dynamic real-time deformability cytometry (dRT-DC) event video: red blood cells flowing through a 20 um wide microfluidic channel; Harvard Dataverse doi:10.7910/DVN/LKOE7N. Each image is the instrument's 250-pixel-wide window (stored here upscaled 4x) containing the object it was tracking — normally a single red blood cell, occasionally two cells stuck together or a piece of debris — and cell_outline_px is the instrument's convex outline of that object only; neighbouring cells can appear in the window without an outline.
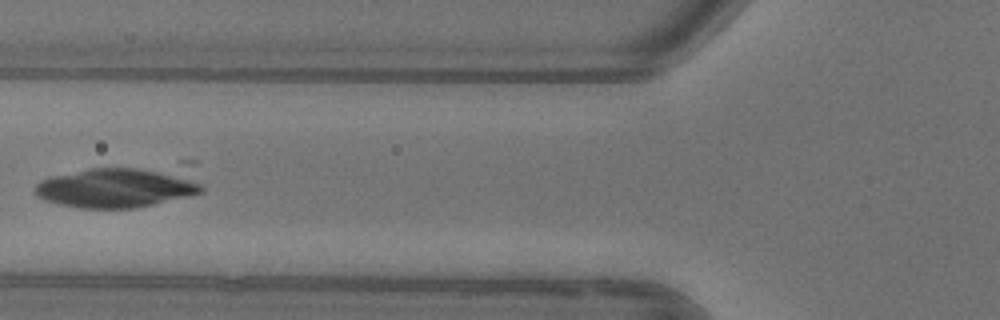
{"species": "common noctule bat (a hibernating species)", "species_latin": "Nyctalus noctula", "temperature_condition": "warm", "stored_images_in_passage": 6, "camera_frame_rate_fps": 3000, "um_per_image_px": 0.085, "animal": {"sex": "female"}, "frame": {"image": 1, "passage_image": 5, "time_ms": 5.333, "image_size_px": [1000, 320], "cell_outline_px": [[204, 192], [136, 208], [80, 208], [60, 204], [44, 200], [36, 196], [32, 192], [36, 184], [40, 180], [52, 176], [88, 168], [136, 168], [156, 172], [200, 184], [204, 188]], "centroid_in_image_um": [9.65, 16.0], "position_along_channel_um": 116.2, "area_um2": 36.93}}